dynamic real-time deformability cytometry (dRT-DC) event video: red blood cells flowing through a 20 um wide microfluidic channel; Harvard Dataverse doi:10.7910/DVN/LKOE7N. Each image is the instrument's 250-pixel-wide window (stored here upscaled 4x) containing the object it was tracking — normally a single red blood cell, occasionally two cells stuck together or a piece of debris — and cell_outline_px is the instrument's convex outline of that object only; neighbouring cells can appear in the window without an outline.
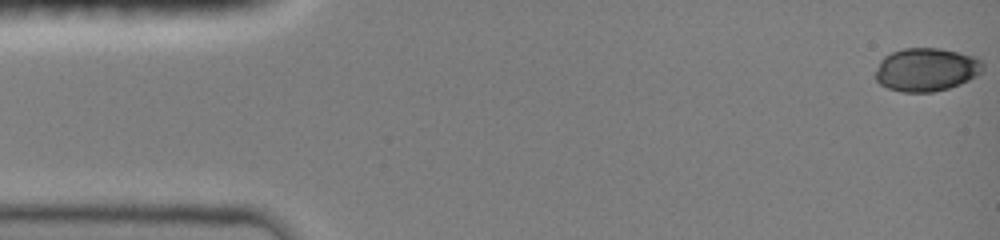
{"species": "common noctule bat (a hibernating species)", "species_latin": "Nyctalus noctula", "temperature_condition": "room temperature", "stored_images_in_passage": 48, "camera_frame_rate_fps": 3000, "um_per_image_px": 0.085, "animal": {"sex": "female", "body_mass_g": 19.0, "forearm_length_mm": 51.5}, "frame": {"image": 1, "passage_image": 1, "time_ms": 0.0, "image_size_px": [1000, 240], "cell_outline_px": [[984, 68], [976, 76], [960, 84], [948, 88], [932, 92], [904, 92], [888, 88], [880, 84], [876, 80], [876, 72], [880, 60], [884, 56], [892, 52], [904, 48], [940, 48], [976, 56], [984, 64]], "centroid_in_image_um": [78.75, 5.91], "position_along_channel_um": 6.3, "area_um2": 27.11}}
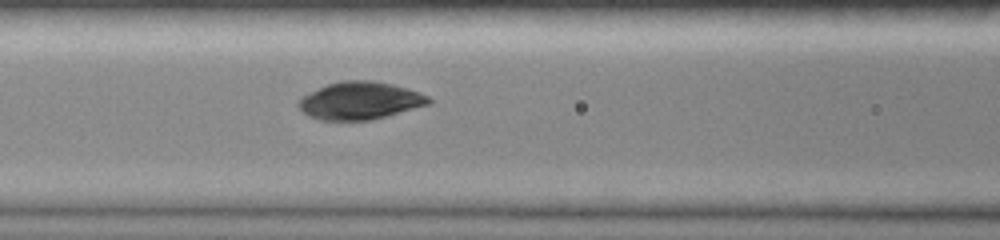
{"frame": {"image": 2, "passage_image": 20, "time_ms": 6.333, "image_size_px": [1000, 240], "cell_outline_px": [[432, 104], [388, 116], [372, 120], [320, 120], [308, 116], [296, 104], [296, 100], [308, 92], [328, 84], [340, 80], [372, 80], [392, 84], [408, 88], [428, 96], [432, 100]], "centroid_in_image_um": [30.6, 8.55], "position_along_channel_um": 136.0, "area_um2": 28.9}}
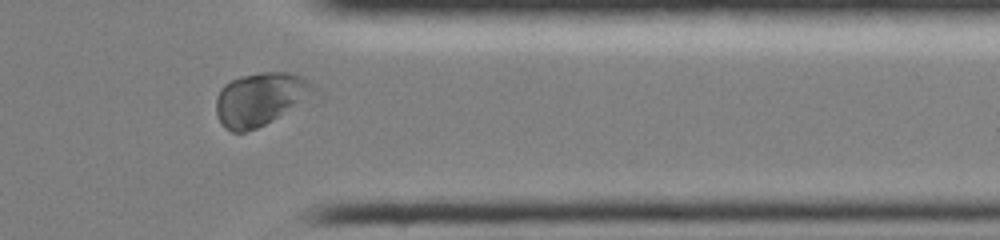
{"frame": {"image": 3, "passage_image": 39, "time_ms": 12.667, "image_size_px": [1000, 240], "cell_outline_px": [[316, 88], [276, 116], [264, 124], [256, 128], [244, 132], [232, 132], [224, 128], [216, 112], [216, 96], [220, 88], [224, 84], [240, 76], [260, 72], [288, 72], [300, 76], [308, 80]], "centroid_in_image_um": [21.97, 8.39], "position_along_channel_um": 389.4, "area_um2": 28.9}, "authors_computed_cell_mechanics": {"area_um2": 28.9, "velocity_mm_per_s": 4.0106, "shape_relaxation_time_tau1_ms": 3.349, "shape_relaxation_time_tau2_ms": null, "deformation_change_tau1": 0.0897, "deformation_change_tau2": null}}